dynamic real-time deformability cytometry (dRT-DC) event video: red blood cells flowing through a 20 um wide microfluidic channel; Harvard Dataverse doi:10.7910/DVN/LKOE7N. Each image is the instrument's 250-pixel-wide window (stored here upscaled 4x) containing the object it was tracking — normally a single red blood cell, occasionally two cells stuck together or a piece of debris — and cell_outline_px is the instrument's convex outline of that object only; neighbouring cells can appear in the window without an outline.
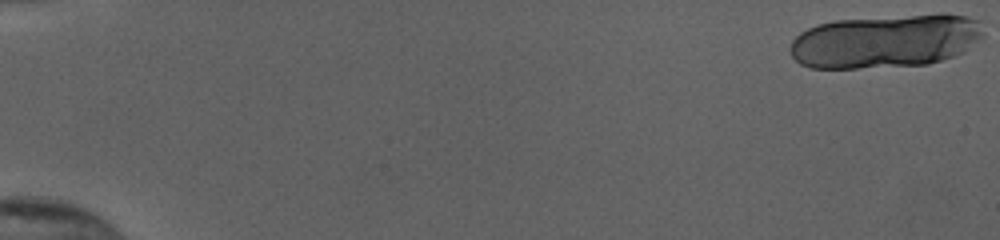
{"species": "human", "species_latin": "Homo sapiens", "temperature_condition": "cold", "stored_images_in_passage": 22, "camera_frame_rate_fps": 3000, "um_per_image_px": 0.085, "donor": {"sex": "female"}, "frame": {"image": 1, "passage_image": 1, "time_ms": 0.0, "image_size_px": [1000, 240], "cell_outline_px": [[984, 36], [964, 52], [928, 64], [856, 68], [812, 68], [800, 64], [792, 56], [788, 48], [792, 40], [800, 32], [816, 24], [836, 20], [912, 16], [964, 16], [976, 20], [984, 32]], "centroid_in_image_um": [75.18, 3.53], "position_along_channel_um": 9.8, "area_um2": 59.36}}